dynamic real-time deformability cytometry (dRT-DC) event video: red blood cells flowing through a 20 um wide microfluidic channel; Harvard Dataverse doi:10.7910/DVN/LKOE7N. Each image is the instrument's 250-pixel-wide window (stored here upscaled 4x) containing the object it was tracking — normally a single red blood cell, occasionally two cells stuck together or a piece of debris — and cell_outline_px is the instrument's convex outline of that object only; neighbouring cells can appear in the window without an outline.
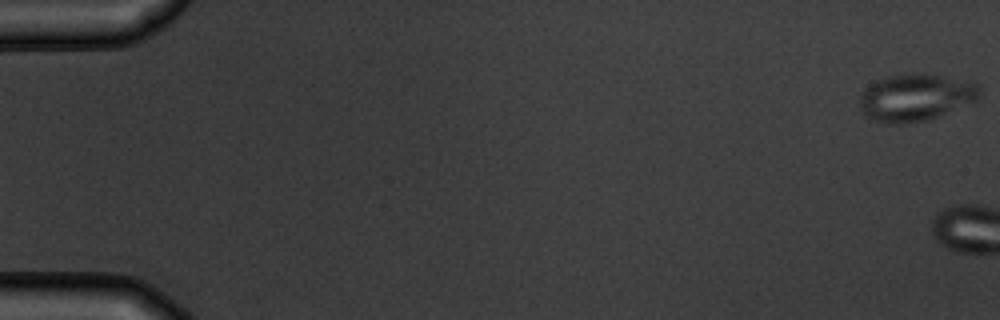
{"species": "common noctule bat (a hibernating species)", "species_latin": "Nyctalus noctula", "temperature_condition": "warm", "stored_images_in_passage": 6, "camera_frame_rate_fps": 3000, "um_per_image_px": 0.085, "animal": {"sex": "male", "body_mass_g": 19.5, "forearm_length_mm": 54.6}, "frame": {"image": 1, "passage_image": 1, "time_ms": 0.0, "image_size_px": [1000, 320], "cell_outline_px": [[980, 92], [976, 100], [936, 116], [924, 120], [900, 124], [896, 124], [876, 120], [864, 116], [860, 112], [860, 96], [876, 80], [900, 72], [916, 72], [972, 80], [980, 84]], "centroid_in_image_um": [77.83, 8.23], "position_along_channel_um": 7.2, "area_um2": 32.95}}